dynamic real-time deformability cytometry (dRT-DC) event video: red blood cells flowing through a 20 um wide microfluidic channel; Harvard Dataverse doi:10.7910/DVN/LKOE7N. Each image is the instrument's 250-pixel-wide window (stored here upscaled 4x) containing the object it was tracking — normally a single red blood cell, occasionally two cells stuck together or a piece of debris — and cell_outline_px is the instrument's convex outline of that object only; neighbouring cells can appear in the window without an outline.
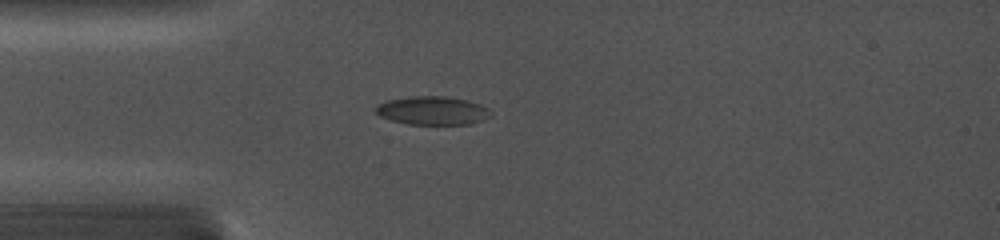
{"species": "common noctule bat (a hibernating species)", "species_latin": "Nyctalus noctula", "temperature_condition": "cold", "stored_images_in_passage": 1, "camera_frame_rate_fps": 5000, "um_per_image_px": 0.085, "animal": {"sex": "female", "body_mass_g": 19.0, "forearm_length_mm": 56.7}, "frame": {"image": 1, "passage_image": 1, "time_ms": 0.0, "image_size_px": [1000, 240], "cell_outline_px": [[492, 116], [484, 120], [468, 124], [408, 124], [392, 120], [380, 116], [376, 112], [376, 108], [380, 104], [388, 100], [408, 96], [444, 96], [468, 100], [480, 104], [488, 108], [492, 112]], "centroid_in_image_um": [36.82, 9.4], "position_along_channel_um": 48.2, "area_um2": 19.07}}